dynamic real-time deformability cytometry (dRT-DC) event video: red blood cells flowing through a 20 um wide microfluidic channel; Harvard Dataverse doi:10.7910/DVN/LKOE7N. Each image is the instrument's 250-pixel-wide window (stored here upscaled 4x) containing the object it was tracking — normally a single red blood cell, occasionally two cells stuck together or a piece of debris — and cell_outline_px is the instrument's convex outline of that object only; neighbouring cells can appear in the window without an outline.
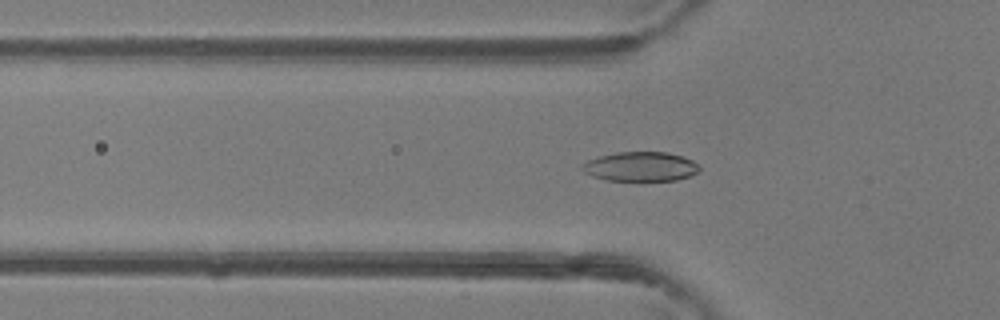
{"species": "common noctule bat (a hibernating species)", "species_latin": "Nyctalus noctula", "temperature_condition": "room temperature", "stored_images_in_passage": 34, "camera_frame_rate_fps": 3000, "um_per_image_px": 0.085, "animal": {"sex": "female"}, "frame": {"image": 1, "passage_image": 9, "time_ms": 2.667, "image_size_px": [1000, 320], "cell_outline_px": [[700, 168], [696, 172], [688, 176], [676, 180], [608, 180], [592, 176], [584, 172], [580, 168], [580, 164], [588, 160], [600, 156], [616, 152], [668, 152], [692, 160], [700, 164]], "centroid_in_image_um": [54.42, 14.15], "position_along_channel_um": 71.4, "area_um2": 20.0}}
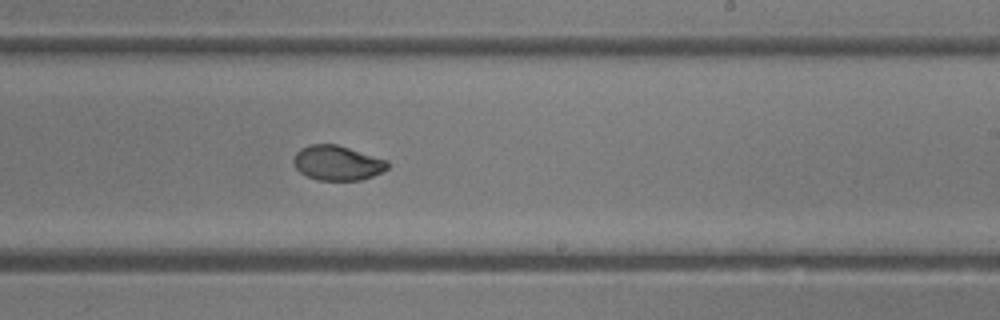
{"frame": {"image": 2, "passage_image": 22, "time_ms": 7.0, "image_size_px": [1000, 320], "cell_outline_px": [[388, 168], [372, 176], [360, 180], [316, 180], [300, 172], [296, 168], [292, 160], [296, 152], [300, 148], [312, 144], [336, 144], [388, 160]], "centroid_in_image_um": [28.65, 13.84], "position_along_channel_um": 260.4, "area_um2": 18.96}}
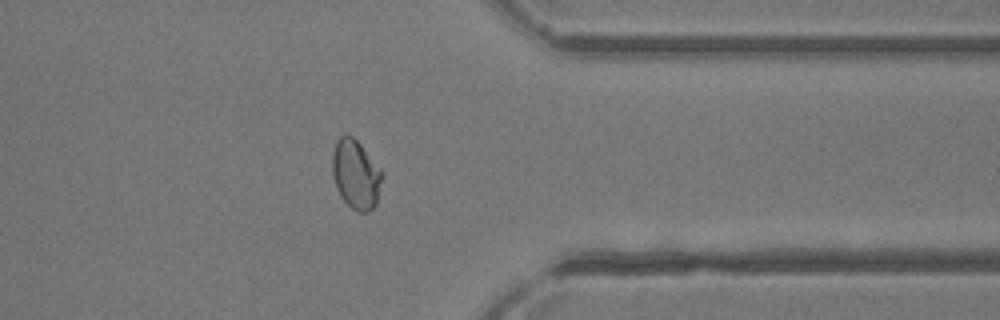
{"frame": {"image": 3, "passage_image": 31, "time_ms": 10.0, "image_size_px": [1000, 320], "cell_outline_px": [[384, 176], [376, 204], [368, 212], [356, 212], [340, 196], [336, 188], [332, 172], [332, 152], [336, 140], [344, 132], [348, 132], [360, 144], [384, 172]], "centroid_in_image_um": [30.25, 14.79], "position_along_channel_um": 381.2, "area_um2": 20.46}}